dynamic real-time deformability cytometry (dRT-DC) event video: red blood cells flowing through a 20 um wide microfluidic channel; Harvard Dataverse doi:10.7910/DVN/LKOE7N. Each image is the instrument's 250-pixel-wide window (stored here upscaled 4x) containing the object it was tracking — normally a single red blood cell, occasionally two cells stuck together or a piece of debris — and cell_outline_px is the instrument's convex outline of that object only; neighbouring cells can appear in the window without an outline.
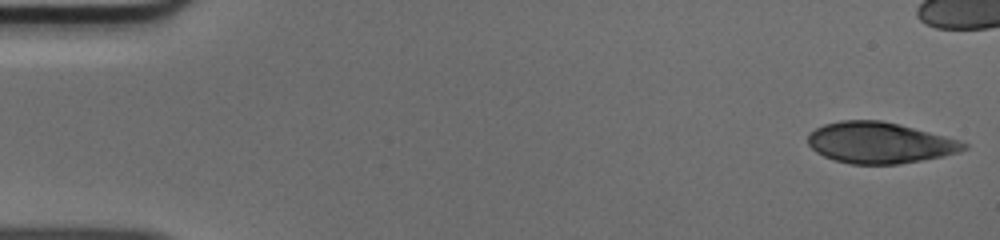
{"species": "human", "species_latin": "Homo sapiens", "temperature_condition": "cold", "stored_images_in_passage": 43, "camera_frame_rate_fps": 3000, "um_per_image_px": 0.085, "donor": {"sex": "male"}, "frame": {"image": 1, "passage_image": 1, "time_ms": 0.0, "image_size_px": [1000, 240], "cell_outline_px": [[968, 148], [944, 156], [900, 164], [852, 164], [836, 160], [824, 156], [816, 152], [808, 144], [808, 136], [816, 128], [824, 124], [840, 120], [880, 120], [928, 132], [956, 140], [968, 144]], "centroid_in_image_um": [74.73, 12.14], "position_along_channel_um": 10.3, "area_um2": 36.76}}
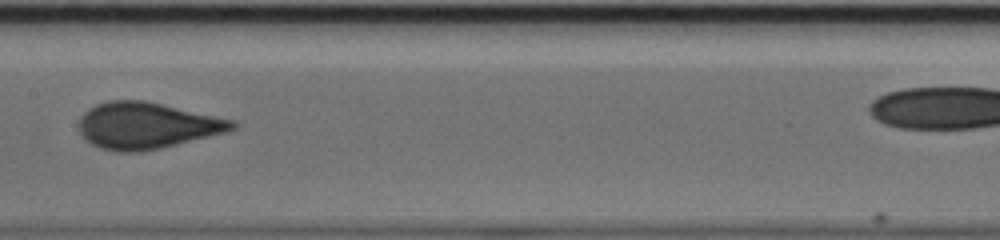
{"frame": {"image": 2, "passage_image": 25, "time_ms": 8.0, "image_size_px": [1000, 240], "cell_outline_px": [[240, 124], [236, 128], [228, 132], [160, 148], [140, 152], [116, 152], [100, 148], [92, 144], [80, 132], [80, 116], [88, 108], [96, 104], [108, 100], [144, 100], [236, 120]], "centroid_in_image_um": [12.51, 10.67], "position_along_channel_um": 194.9, "area_um2": 41.62}}
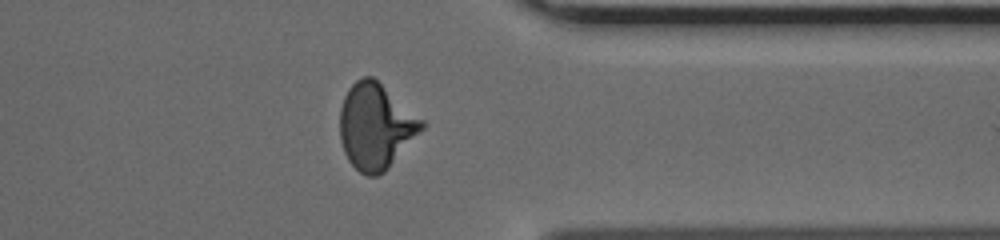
{"frame": {"image": 3, "passage_image": 39, "time_ms": 12.667, "image_size_px": [1000, 240], "cell_outline_px": [[428, 124], [388, 168], [384, 172], [376, 176], [368, 176], [360, 172], [348, 160], [344, 152], [340, 140], [340, 108], [344, 96], [348, 88], [356, 80], [364, 76], [372, 76], [424, 120]], "centroid_in_image_um": [31.94, 10.73], "position_along_channel_um": 379.5, "area_um2": 40.81}}